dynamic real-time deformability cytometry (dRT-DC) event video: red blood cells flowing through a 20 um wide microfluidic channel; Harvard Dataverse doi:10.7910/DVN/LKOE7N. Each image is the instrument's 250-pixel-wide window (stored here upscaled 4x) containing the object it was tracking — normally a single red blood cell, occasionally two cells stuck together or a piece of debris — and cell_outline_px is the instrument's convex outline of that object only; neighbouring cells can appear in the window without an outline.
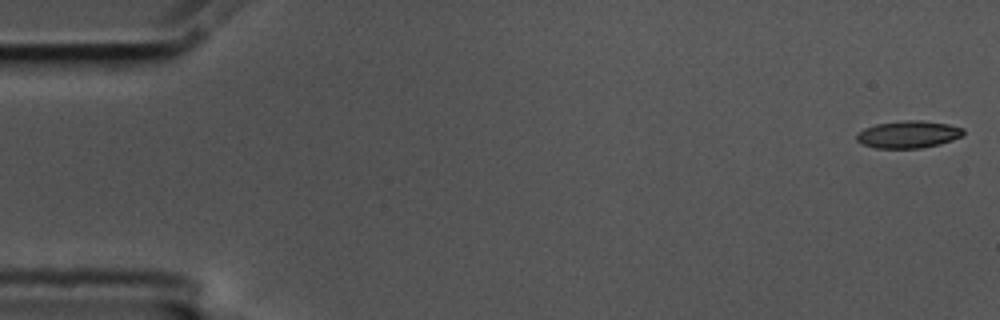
{"species": "common noctule bat (a hibernating species)", "species_latin": "Nyctalus noctula", "temperature_condition": "cold", "stored_images_in_passage": 56, "camera_frame_rate_fps": 3000, "um_per_image_px": 0.085, "animal": {"sex": "male", "body_mass_g": 17.5, "forearm_length_mm": 52.3}, "frame": {"image": 1, "passage_image": 1, "time_ms": 0.0, "image_size_px": [1000, 320], "cell_outline_px": [[964, 136], [940, 144], [920, 148], [876, 148], [864, 144], [856, 140], [856, 136], [864, 128], [876, 124], [900, 120], [920, 120], [948, 124], [964, 128]], "centroid_in_image_um": [77.24, 11.42], "position_along_channel_um": 7.8, "area_um2": 16.99}}
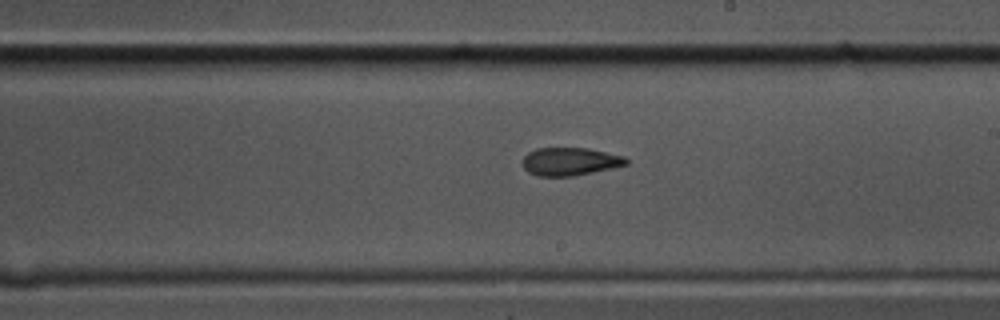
{"frame": {"image": 2, "passage_image": 32, "time_ms": 10.333, "image_size_px": [1000, 320], "cell_outline_px": [[628, 164], [612, 168], [572, 176], [536, 176], [528, 172], [524, 168], [524, 156], [528, 152], [536, 148], [588, 148], [624, 156], [628, 160]], "centroid_in_image_um": [48.45, 13.72], "position_along_channel_um": 240.6, "area_um2": 16.82}}
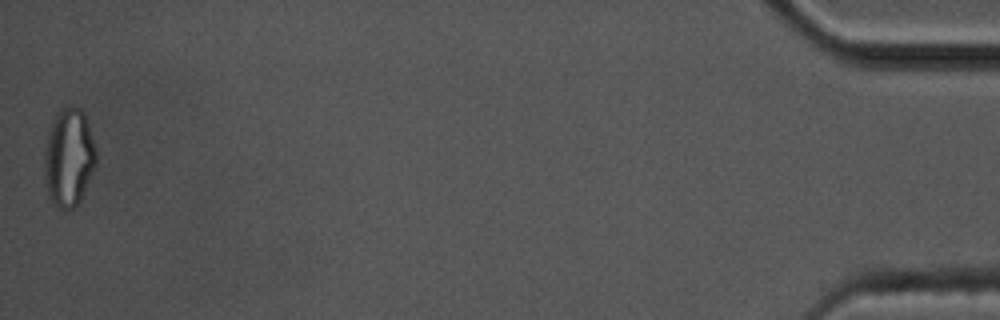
{"frame": {"image": 3, "passage_image": 56, "time_ms": 18.333, "image_size_px": [1000, 320], "cell_outline_px": [[96, 164], [80, 200], [72, 208], [56, 208], [48, 196], [44, 180], [44, 152], [52, 120], [56, 112], [64, 104], [72, 104], [80, 108], [84, 112], [96, 152]], "centroid_in_image_um": [5.82, 13.34], "position_along_channel_um": 429.4, "area_um2": 29.77}, "authors_computed_cell_mechanics": {"area_um2": 17.5712, "velocity_mm_per_s": 3.5647, "shape_relaxation_time_tau1_ms": null, "shape_relaxation_time_tau2_ms": 3.4263, "deformation_change_tau1": null, "deformation_change_tau2": 0.1025}}